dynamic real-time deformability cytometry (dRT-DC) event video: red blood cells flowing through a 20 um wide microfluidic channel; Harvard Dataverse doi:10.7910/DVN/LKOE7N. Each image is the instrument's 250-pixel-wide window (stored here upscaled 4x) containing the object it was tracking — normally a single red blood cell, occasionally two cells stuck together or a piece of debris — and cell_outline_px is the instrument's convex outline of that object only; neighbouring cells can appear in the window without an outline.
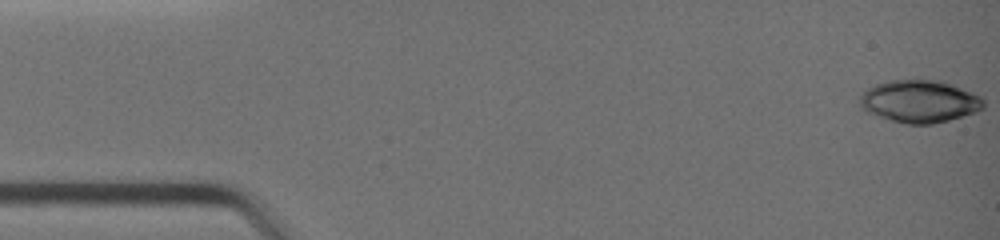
{"species": "common noctule bat (a hibernating species)", "species_latin": "Nyctalus noctula", "temperature_condition": "warm", "stored_images_in_passage": 40, "camera_frame_rate_fps": 3000, "um_per_image_px": 0.085, "animal": {"sex": "female", "body_mass_g": 19.0, "forearm_length_mm": 51.5}, "frame": {"image": 1, "passage_image": 1, "time_ms": 0.0, "image_size_px": [1000, 240], "cell_outline_px": [[984, 108], [976, 112], [948, 120], [932, 124], [904, 124], [868, 112], [860, 104], [860, 92], [876, 84], [888, 80], [940, 80], [952, 84], [972, 92], [980, 96], [984, 100]], "centroid_in_image_um": [78.17, 8.6], "position_along_channel_um": 6.8, "area_um2": 30.52}}
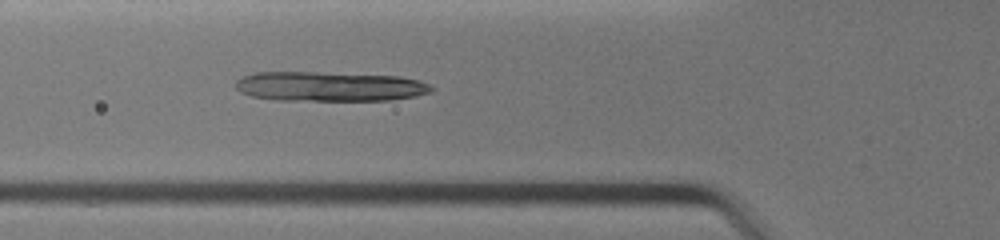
{"frame": {"image": 2, "passage_image": 15, "time_ms": 4.667, "image_size_px": [1000, 240], "cell_outline_px": [[432, 92], [416, 96], [392, 100], [276, 100], [252, 96], [240, 92], [236, 88], [236, 80], [244, 76], [256, 72], [316, 72], [400, 76], [416, 80], [428, 84], [432, 88]], "centroid_in_image_um": [28.0, 7.35], "position_along_channel_um": 97.8, "area_um2": 33.76}}
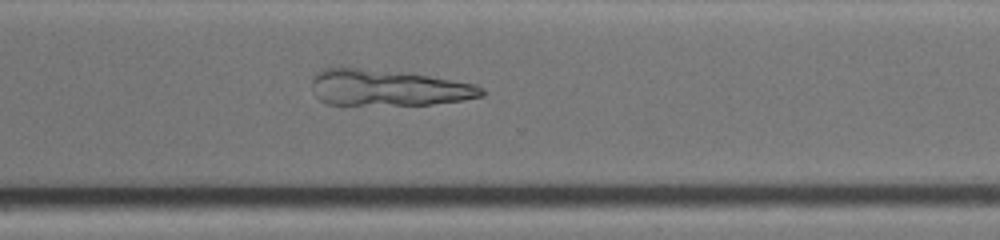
{"frame": {"image": 3, "passage_image": 30, "time_ms": 9.667, "image_size_px": [1000, 240], "cell_outline_px": [[484, 96], [464, 100], [432, 104], [328, 104], [320, 100], [316, 96], [312, 84], [312, 76], [316, 72], [324, 68], [340, 64], [408, 72], [476, 84], [484, 88]], "centroid_in_image_um": [32.94, 7.4], "position_along_channel_um": 337.7, "area_um2": 36.7}}